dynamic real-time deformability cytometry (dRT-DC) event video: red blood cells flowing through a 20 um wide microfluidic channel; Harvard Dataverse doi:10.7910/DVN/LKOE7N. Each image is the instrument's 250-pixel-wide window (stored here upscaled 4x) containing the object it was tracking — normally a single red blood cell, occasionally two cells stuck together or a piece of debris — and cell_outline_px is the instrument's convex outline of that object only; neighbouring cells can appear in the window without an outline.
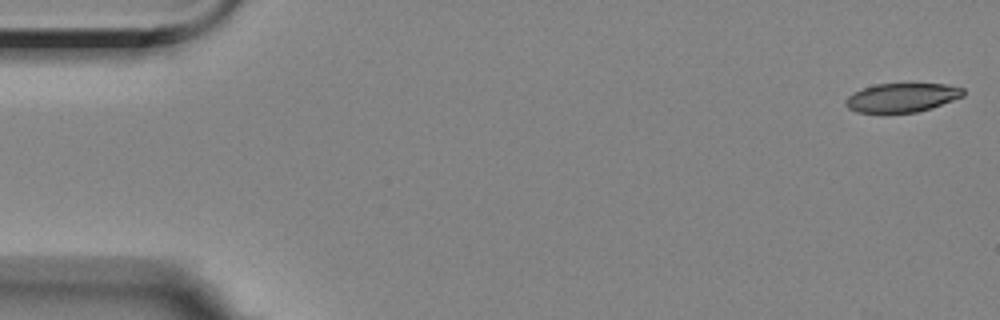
{"species": "Egyptian fruit bat (a non-hibernating species)", "species_latin": "Rousettus aegyptiacus", "temperature_condition": "room temperature", "stored_images_in_passage": 56, "camera_frame_rate_fps": 3000, "um_per_image_px": 0.085, "animal": {"sex": "female"}, "frame": {"image": 1, "passage_image": 1, "time_ms": 0.0, "image_size_px": [1000, 320], "cell_outline_px": [[964, 96], [932, 108], [916, 112], [856, 112], [848, 108], [844, 104], [844, 100], [852, 92], [876, 84], [908, 80], [944, 84], [964, 88]], "centroid_in_image_um": [76.68, 8.23], "position_along_channel_um": 8.3, "area_um2": 20.75}}
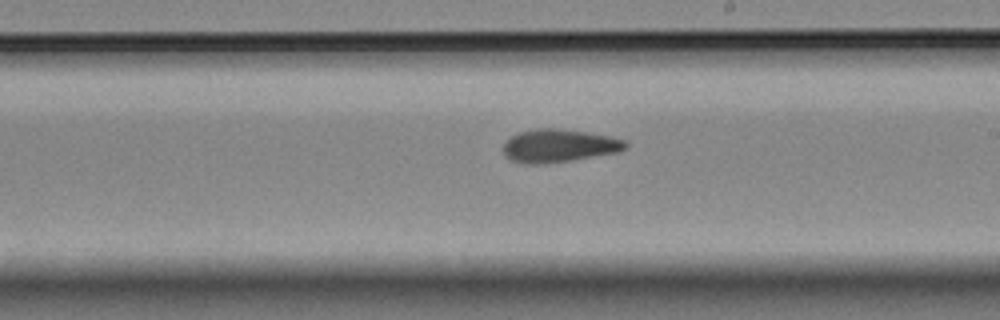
{"frame": {"image": 2, "passage_image": 32, "time_ms": 10.333, "image_size_px": [1000, 320], "cell_outline_px": [[628, 148], [616, 152], [544, 164], [524, 164], [508, 160], [504, 156], [504, 140], [516, 132], [536, 128], [556, 128], [588, 132], [628, 140]], "centroid_in_image_um": [47.45, 12.37], "position_along_channel_um": 241.6, "area_um2": 23.76}}
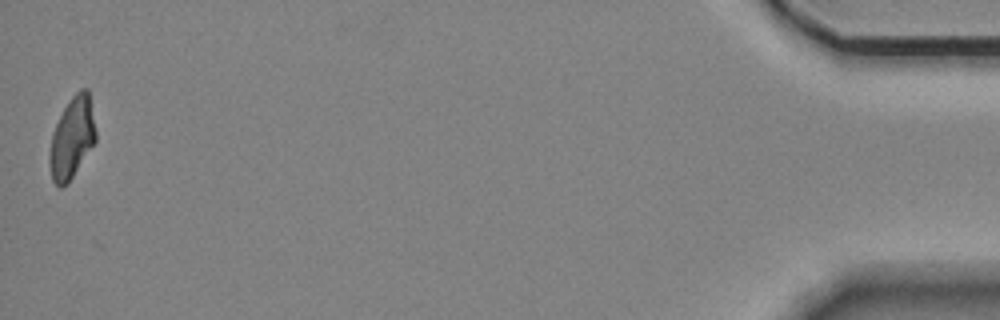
{"frame": {"image": 3, "passage_image": 56, "time_ms": 18.333, "image_size_px": [1000, 320], "cell_outline_px": [[96, 140], [68, 184], [60, 188], [52, 180], [48, 164], [48, 160], [52, 132], [68, 100], [80, 88], [88, 88], [96, 132]], "centroid_in_image_um": [6.1, 11.73], "position_along_channel_um": 429.1, "area_um2": 21.91}, "authors_computed_cell_mechanics": {"area_um2": 22.6865, "velocity_mm_per_s": 3.5151, "shape_relaxation_time_tau1_ms": null, "shape_relaxation_time_tau2_ms": 2.8949, "deformation_change_tau1": null, "deformation_change_tau2": 0.0931}}